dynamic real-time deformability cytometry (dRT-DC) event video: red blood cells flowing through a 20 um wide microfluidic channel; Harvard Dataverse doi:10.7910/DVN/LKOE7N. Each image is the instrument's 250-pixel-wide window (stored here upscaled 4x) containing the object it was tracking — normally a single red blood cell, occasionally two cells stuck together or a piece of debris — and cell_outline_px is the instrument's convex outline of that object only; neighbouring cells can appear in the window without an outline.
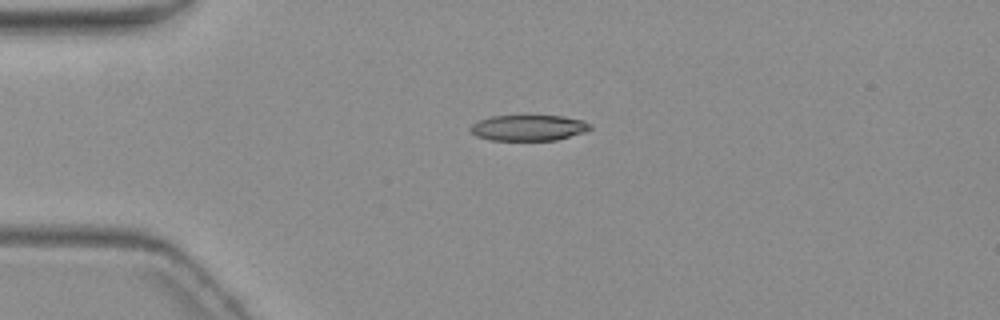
{"species": "common noctule bat (a hibernating species)", "species_latin": "Nyctalus noctula", "temperature_condition": "warm", "stored_images_in_passage": 3, "camera_frame_rate_fps": 3000, "um_per_image_px": 0.085, "animal": {"sex": "female", "body_mass_g": 19.3, "forearm_length_mm": 54.1}, "frame": {"image": 1, "passage_image": 2, "time_ms": 1.333, "image_size_px": [1000, 320], "cell_outline_px": [[592, 128], [584, 132], [556, 140], [492, 140], [476, 136], [468, 128], [472, 124], [480, 120], [492, 116], [564, 116], [580, 120], [592, 124]], "centroid_in_image_um": [44.92, 10.86], "position_along_channel_um": 40.1, "area_um2": 17.86}}